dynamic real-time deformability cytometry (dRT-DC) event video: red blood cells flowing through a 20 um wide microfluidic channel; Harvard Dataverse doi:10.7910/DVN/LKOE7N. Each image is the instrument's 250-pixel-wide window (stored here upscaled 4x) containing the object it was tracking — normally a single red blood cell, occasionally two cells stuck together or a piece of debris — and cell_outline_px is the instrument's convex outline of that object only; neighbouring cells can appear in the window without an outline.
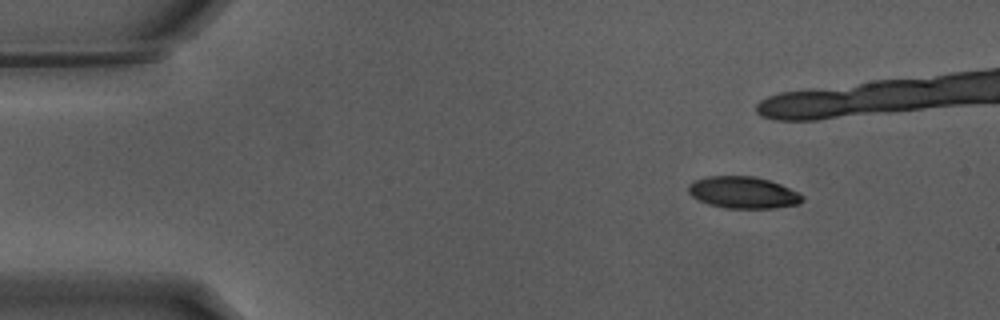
{"species": "Egyptian fruit bat (a non-hibernating species)", "species_latin": "Rousettus aegyptiacus", "temperature_condition": "warm", "stored_images_in_passage": 43, "camera_frame_rate_fps": 3000, "um_per_image_px": 0.085, "animal": {"sex": "male"}, "frame": {"image": 1, "passage_image": 7, "time_ms": 2.0, "image_size_px": [1000, 320], "cell_outline_px": [[804, 200], [800, 204], [772, 208], [724, 208], [708, 204], [692, 196], [688, 192], [688, 184], [704, 176], [752, 176], [768, 180], [780, 184], [804, 196]], "centroid_in_image_um": [63.15, 16.36], "position_along_channel_um": 21.8, "area_um2": 21.04}}
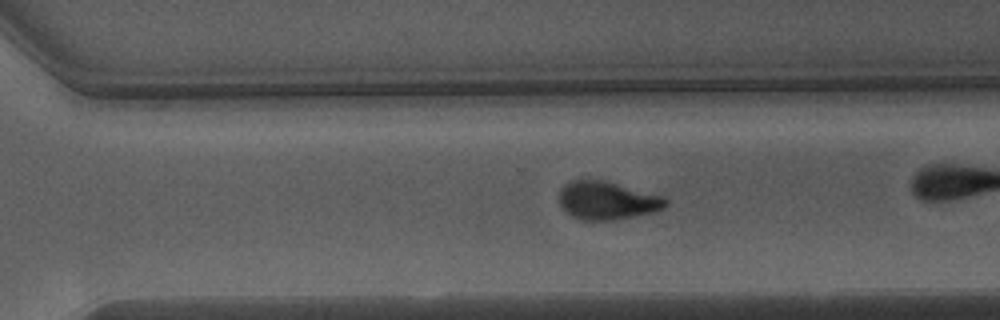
{"frame": {"image": 2, "passage_image": 37, "time_ms": 12.0, "image_size_px": [1000, 320], "cell_outline_px": [[668, 204], [664, 208], [652, 212], [612, 220], [580, 220], [572, 216], [560, 208], [556, 200], [560, 188], [564, 184], [572, 180], [600, 180], [660, 196], [668, 200]], "centroid_in_image_um": [51.49, 17.06], "position_along_channel_um": 319.1, "area_um2": 23.47}, "authors_computed_cell_mechanics": {"area_um2": 23.9292, "velocity_mm_per_s": 3.8291, "shape_relaxation_time_tau1_ms": 2.4466, "shape_relaxation_time_tau2_ms": 1.3444, "deformation_change_tau1": 0.1698, "deformation_change_tau2": 0.0737}}